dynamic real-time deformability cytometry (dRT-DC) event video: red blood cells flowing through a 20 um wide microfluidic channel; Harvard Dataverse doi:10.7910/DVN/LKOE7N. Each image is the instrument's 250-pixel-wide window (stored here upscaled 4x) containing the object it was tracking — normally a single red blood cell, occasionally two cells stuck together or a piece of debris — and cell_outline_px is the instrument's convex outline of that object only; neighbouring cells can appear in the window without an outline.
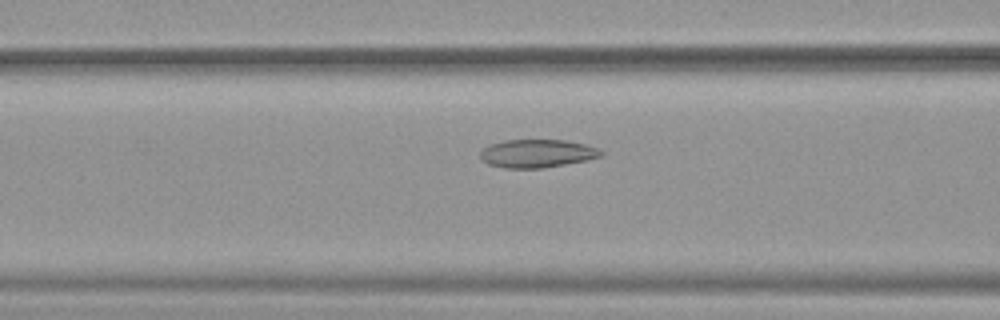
{"species": "common noctule bat (a hibernating species)", "species_latin": "Nyctalus noctula", "temperature_condition": "warm", "stored_images_in_passage": 48, "camera_frame_rate_fps": 3000, "um_per_image_px": 0.085, "animal": {"sex": "female", "body_mass_g": 19.9}, "frame": {"image": 1, "passage_image": 17, "time_ms": 5.333, "image_size_px": [1000, 320], "cell_outline_px": [[604, 156], [588, 160], [544, 168], [504, 168], [488, 164], [480, 160], [480, 152], [488, 144], [504, 140], [568, 140], [600, 148], [604, 152]], "centroid_in_image_um": [45.67, 13.04], "position_along_channel_um": 120.9, "area_um2": 20.17}}
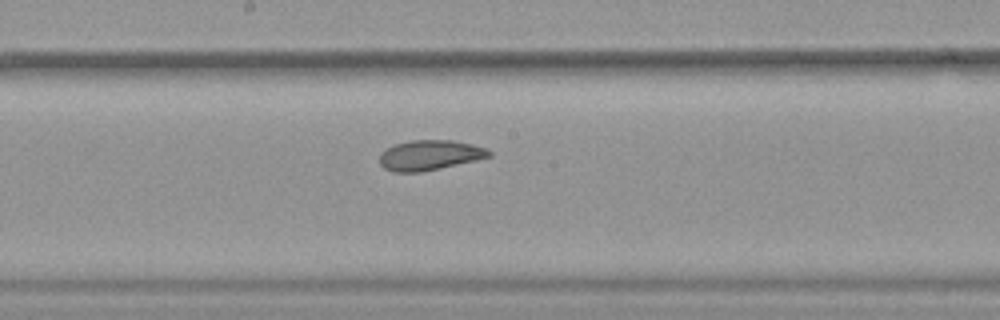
{"frame": {"image": 2, "passage_image": 24, "time_ms": 7.667, "image_size_px": [1000, 320], "cell_outline_px": [[492, 156], [476, 160], [440, 168], [420, 172], [392, 172], [384, 168], [380, 164], [380, 152], [396, 144], [412, 140], [452, 140], [472, 144], [484, 148], [492, 152]], "centroid_in_image_um": [36.52, 13.19], "position_along_channel_um": 211.7, "area_um2": 19.07}}
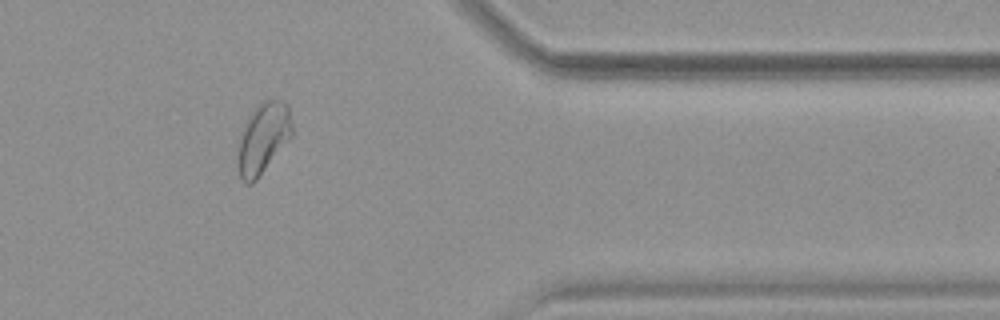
{"frame": {"image": 3, "passage_image": 39, "time_ms": 12.667, "image_size_px": [1000, 320], "cell_outline_px": [[292, 136], [256, 180], [252, 184], [244, 184], [240, 176], [236, 156], [240, 136], [244, 124], [248, 116], [264, 100], [284, 100], [288, 104], [292, 128]], "centroid_in_image_um": [22.35, 11.76], "position_along_channel_um": 389.1, "area_um2": 22.31}, "authors_computed_cell_mechanics": {"area_um2": 21.9351, "velocity_mm_per_s": 3.8975, "shape_relaxation_time_tau1_ms": null, "shape_relaxation_time_tau2_ms": 3.3687, "deformation_change_tau1": null, "deformation_change_tau2": 0.0872}}